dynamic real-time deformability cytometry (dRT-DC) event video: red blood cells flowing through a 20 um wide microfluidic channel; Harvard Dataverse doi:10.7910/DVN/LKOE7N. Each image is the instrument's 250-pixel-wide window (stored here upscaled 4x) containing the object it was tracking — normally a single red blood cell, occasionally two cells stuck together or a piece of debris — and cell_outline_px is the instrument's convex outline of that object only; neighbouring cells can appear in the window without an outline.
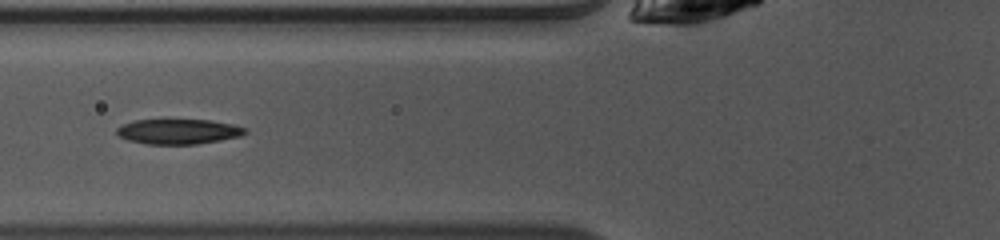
{"species": "common noctule bat (a hibernating species)", "species_latin": "Nyctalus noctula", "temperature_condition": "warm", "stored_images_in_passage": 39, "camera_frame_rate_fps": 3000, "um_per_image_px": 0.085, "animal": {"sex": "female", "body_mass_g": 10.0, "forearm_length_mm": 53.1}, "frame": {"image": 1, "passage_image": 9, "time_ms": 2.667, "image_size_px": [1000, 240], "cell_outline_px": [[248, 132], [240, 136], [220, 140], [196, 144], [148, 144], [128, 140], [120, 136], [116, 132], [116, 128], [124, 124], [136, 120], [212, 120], [232, 124], [248, 128]], "centroid_in_image_um": [15.2, 11.18], "position_along_channel_um": 110.6, "area_um2": 18.67}}
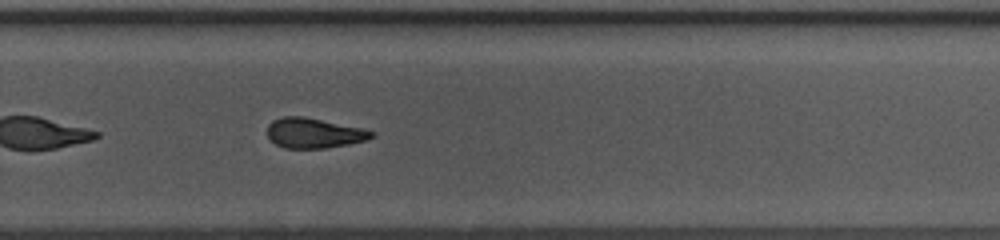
{"frame": {"image": 2, "passage_image": 23, "time_ms": 7.333, "image_size_px": [1000, 240], "cell_outline_px": [[376, 136], [368, 140], [348, 144], [324, 148], [284, 148], [276, 144], [268, 136], [268, 124], [272, 120], [284, 116], [304, 116], [364, 128], [376, 132]], "centroid_in_image_um": [26.73, 11.3], "position_along_channel_um": 303.1, "area_um2": 18.44}}
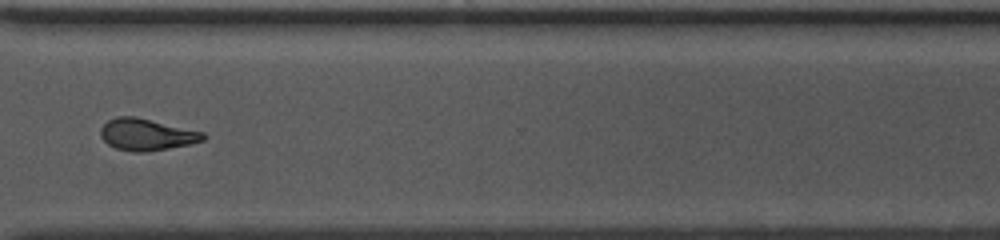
{"frame": {"image": 3, "passage_image": 27, "time_ms": 8.667, "image_size_px": [1000, 240], "cell_outline_px": [[208, 136], [204, 140], [188, 144], [168, 148], [144, 152], [136, 152], [116, 148], [108, 144], [100, 136], [100, 128], [108, 120], [116, 116], [136, 116], [204, 132]], "centroid_in_image_um": [12.46, 11.42], "position_along_channel_um": 358.1, "area_um2": 18.96}, "authors_computed_cell_mechanics": {"area_um2": 18.9584, "velocity_mm_per_s": 4.1235, "shape_relaxation_time_tau1_ms": 2.8988, "shape_relaxation_time_tau2_ms": 4.4435, "deformation_change_tau1": 0.1437, "deformation_change_tau2": 0.1266}}